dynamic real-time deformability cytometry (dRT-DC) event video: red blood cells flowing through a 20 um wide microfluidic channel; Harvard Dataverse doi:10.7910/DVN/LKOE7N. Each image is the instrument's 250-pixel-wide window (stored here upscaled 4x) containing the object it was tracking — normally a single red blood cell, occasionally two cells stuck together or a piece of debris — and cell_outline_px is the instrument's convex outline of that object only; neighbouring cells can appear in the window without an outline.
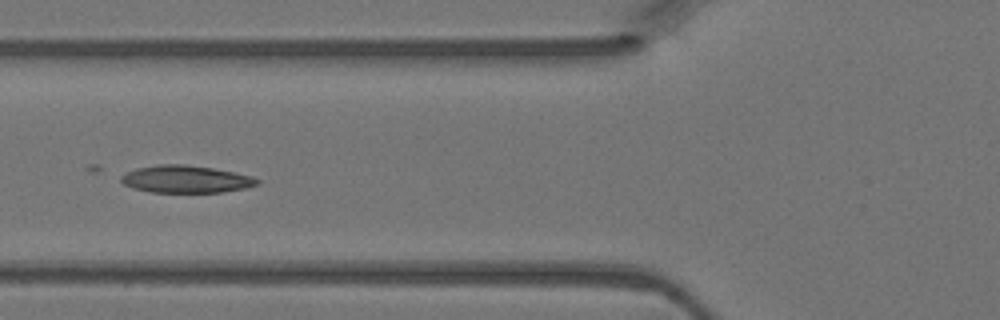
{"species": "Egyptian fruit bat (a non-hibernating species)", "species_latin": "Rousettus aegyptiacus", "temperature_condition": "warm", "stored_images_in_passage": 6, "camera_frame_rate_fps": 3000, "um_per_image_px": 0.085, "animal": {"sex": "female"}, "frame": {"image": 1, "passage_image": 6, "time_ms": 1.667, "image_size_px": [1000, 320], "cell_outline_px": [[260, 184], [244, 188], [220, 192], [152, 192], [132, 188], [124, 184], [120, 180], [120, 176], [136, 168], [160, 164], [184, 164], [212, 168], [236, 172], [252, 176], [260, 180]], "centroid_in_image_um": [15.81, 15.22], "position_along_channel_um": 110.0, "area_um2": 21.68}}